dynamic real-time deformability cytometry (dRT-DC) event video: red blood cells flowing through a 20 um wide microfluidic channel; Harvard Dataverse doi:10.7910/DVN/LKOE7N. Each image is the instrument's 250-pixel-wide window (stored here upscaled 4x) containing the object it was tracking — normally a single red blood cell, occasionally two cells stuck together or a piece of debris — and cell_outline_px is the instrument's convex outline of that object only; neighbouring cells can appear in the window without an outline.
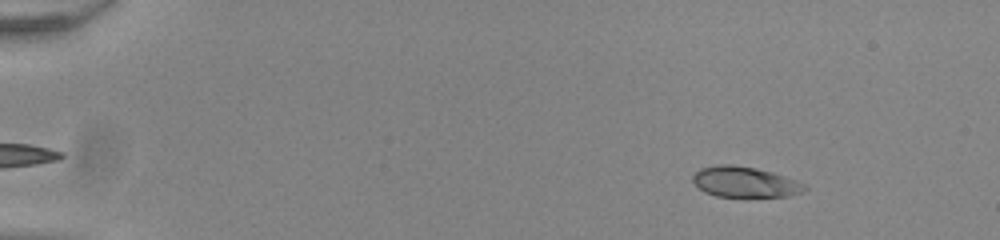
{"species": "common noctule bat (a hibernating species)", "species_latin": "Nyctalus noctula", "temperature_condition": "room temperature", "stored_images_in_passage": 52, "camera_frame_rate_fps": 3000, "um_per_image_px": 0.085, "animal": {"sex": "male", "body_mass_g": 20.0, "forearm_length_mm": 53.3}, "frame": {"image": 1, "passage_image": 5, "time_ms": 1.333, "image_size_px": [1000, 240], "cell_outline_px": [[808, 188], [804, 192], [788, 196], [748, 200], [716, 196], [704, 192], [692, 180], [692, 176], [700, 168], [720, 164], [732, 164], [756, 168], [772, 172], [804, 184]], "centroid_in_image_um": [63.32, 15.53], "position_along_channel_um": 21.7, "area_um2": 20.75}}
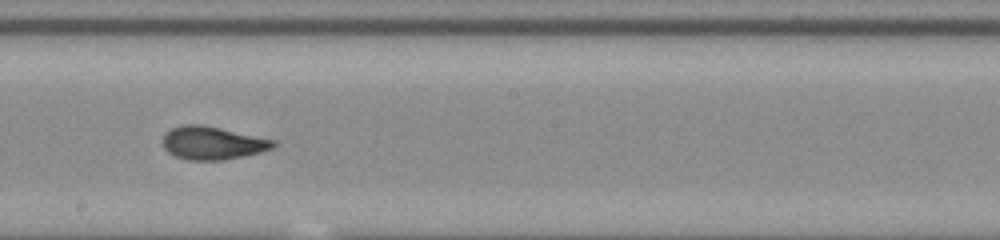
{"frame": {"image": 2, "passage_image": 30, "time_ms": 9.667, "image_size_px": [1000, 240], "cell_outline_px": [[276, 144], [272, 148], [260, 152], [224, 160], [188, 160], [176, 156], [168, 152], [164, 148], [164, 132], [172, 128], [184, 124], [204, 124], [276, 140]], "centroid_in_image_um": [18.07, 12.14], "position_along_channel_um": 230.1, "area_um2": 21.33}}
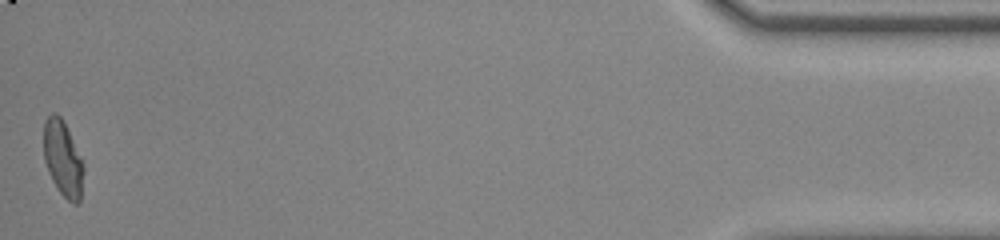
{"frame": {"image": 3, "passage_image": 52, "time_ms": 17.0, "image_size_px": [1000, 240], "cell_outline_px": [[84, 172], [80, 200], [76, 204], [72, 204], [60, 192], [52, 180], [48, 172], [44, 160], [44, 120], [52, 112], [56, 112], [60, 116], [84, 160]], "centroid_in_image_um": [5.36, 13.48], "position_along_channel_um": 429.8, "area_um2": 17.74}, "authors_computed_cell_mechanics": {"area_um2": 20.8658, "velocity_mm_per_s": 3.8955, "shape_relaxation_time_tau1_ms": 5.7527, "shape_relaxation_time_tau2_ms": 0.9993, "deformation_change_tau1": 0.1997, "deformation_change_tau2": 0.0611}}